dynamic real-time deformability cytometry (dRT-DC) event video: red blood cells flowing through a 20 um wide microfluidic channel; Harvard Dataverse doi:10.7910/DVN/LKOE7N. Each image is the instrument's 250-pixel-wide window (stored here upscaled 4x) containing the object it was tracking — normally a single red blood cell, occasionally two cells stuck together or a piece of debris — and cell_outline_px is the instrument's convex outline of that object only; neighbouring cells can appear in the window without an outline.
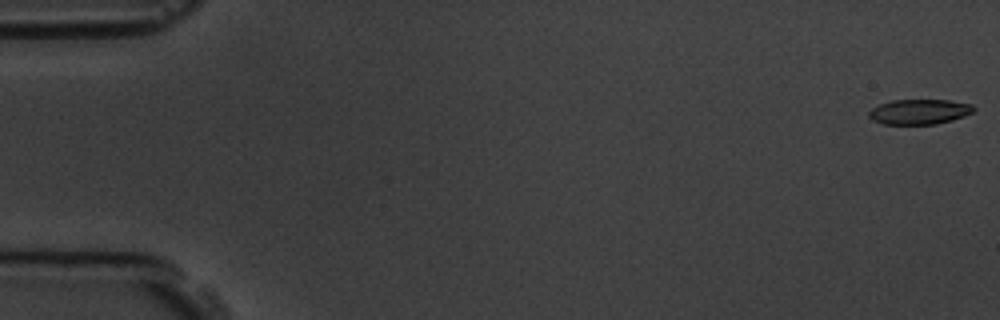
{"species": "common noctule bat (a hibernating species)", "species_latin": "Nyctalus noctula", "temperature_condition": "room temperature", "stored_images_in_passage": 3, "camera_frame_rate_fps": 3000, "um_per_image_px": 0.085, "animal": {"sex": "male", "body_mass_g": 19.5, "forearm_length_mm": 54.6}, "frame": {"image": 1, "passage_image": 1, "time_ms": 0.0, "image_size_px": [1000, 320], "cell_outline_px": [[976, 108], [972, 112], [964, 116], [952, 120], [936, 124], [884, 124], [872, 120], [868, 116], [868, 112], [872, 108], [880, 104], [892, 100], [948, 100], [972, 104]], "centroid_in_image_um": [78.14, 9.5], "position_along_channel_um": 6.9, "area_um2": 15.32}}